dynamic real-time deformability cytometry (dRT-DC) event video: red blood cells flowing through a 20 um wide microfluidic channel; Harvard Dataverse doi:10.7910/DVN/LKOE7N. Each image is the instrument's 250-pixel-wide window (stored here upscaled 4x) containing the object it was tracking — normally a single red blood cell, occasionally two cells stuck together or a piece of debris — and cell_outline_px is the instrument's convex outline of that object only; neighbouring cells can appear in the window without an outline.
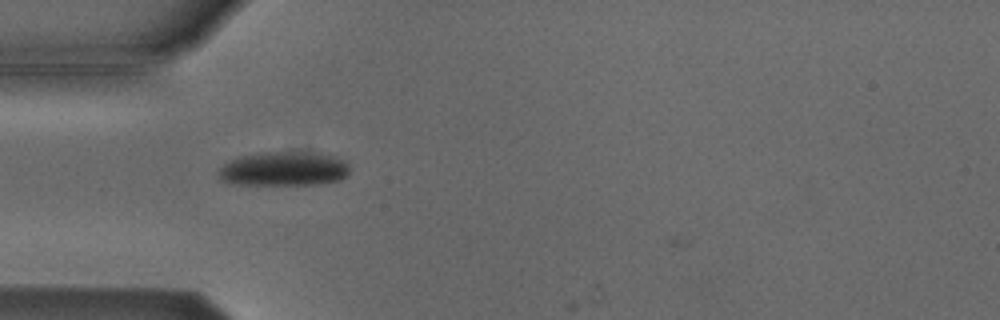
{"species": "Egyptian fruit bat (a non-hibernating species)", "species_latin": "Rousettus aegyptiacus", "temperature_condition": "cold", "stored_images_in_passage": 6, "camera_frame_rate_fps": 3000, "um_per_image_px": 0.085, "animal": {"sex": "male"}, "frame": {"image": 1, "passage_image": 2, "time_ms": 1.0, "image_size_px": [1000, 320], "cell_outline_px": [[348, 176], [340, 180], [320, 184], [236, 184], [220, 180], [216, 172], [228, 160], [236, 156], [264, 152], [304, 152], [332, 156], [344, 160], [348, 164]], "centroid_in_image_um": [24.08, 14.35], "position_along_channel_um": 60.9, "area_um2": 26.24}}
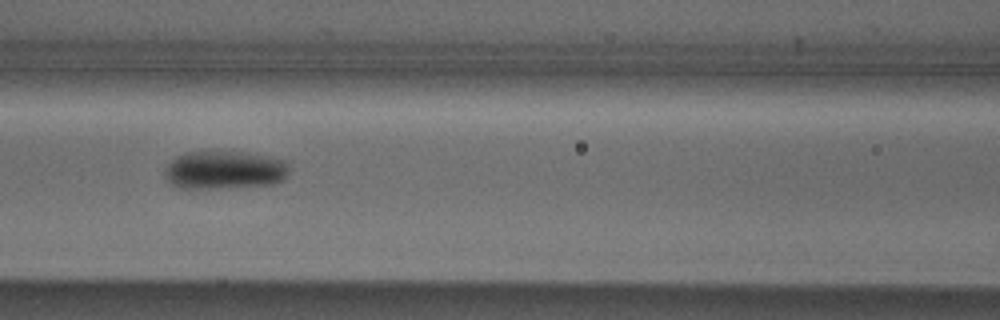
{"frame": {"image": 2, "passage_image": 4, "time_ms": 3.333, "image_size_px": [1000, 320], "cell_outline_px": [[288, 172], [284, 180], [272, 184], [220, 188], [180, 188], [172, 184], [164, 176], [164, 168], [176, 156], [184, 152], [244, 152], [284, 160], [288, 164]], "centroid_in_image_um": [19.05, 14.45], "position_along_channel_um": 147.5, "area_um2": 27.63}}
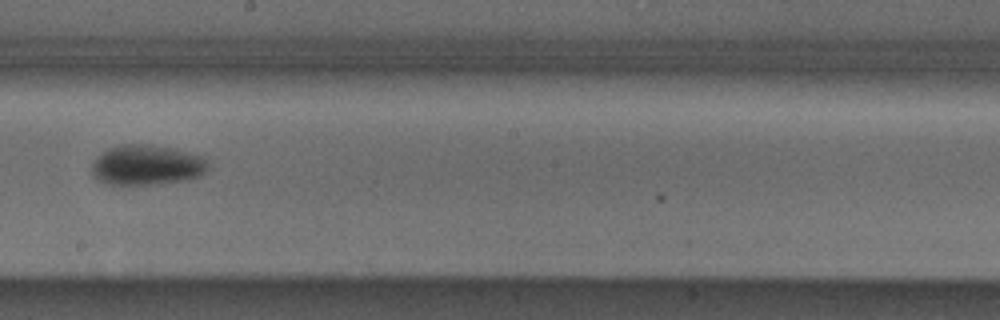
{"frame": {"image": 3, "passage_image": 6, "time_ms": 5.667, "image_size_px": [1000, 320], "cell_outline_px": [[208, 168], [200, 176], [192, 180], [152, 184], [104, 184], [92, 176], [92, 164], [96, 156], [100, 152], [108, 148], [120, 144], [148, 144], [176, 148], [204, 156], [208, 164]], "centroid_in_image_um": [12.48, 14.02], "position_along_channel_um": 235.7, "area_um2": 27.8}}